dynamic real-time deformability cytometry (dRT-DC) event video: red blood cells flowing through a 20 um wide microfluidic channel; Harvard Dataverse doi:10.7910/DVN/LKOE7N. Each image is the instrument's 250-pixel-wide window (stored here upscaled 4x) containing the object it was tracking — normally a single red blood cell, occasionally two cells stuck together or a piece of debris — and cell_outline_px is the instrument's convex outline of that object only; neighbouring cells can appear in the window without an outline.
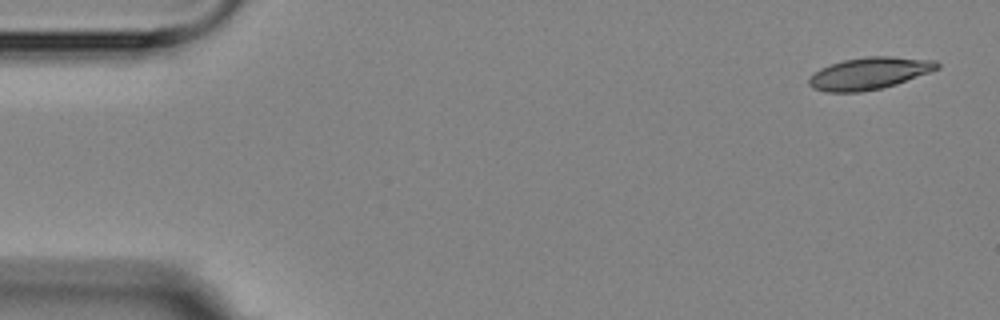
{"species": "Egyptian fruit bat (a non-hibernating species)", "species_latin": "Rousettus aegyptiacus", "temperature_condition": "room temperature", "stored_images_in_passage": 5, "camera_frame_rate_fps": 3000, "um_per_image_px": 0.085, "animal": {"sex": "female"}, "frame": {"image": 1, "passage_image": 1, "time_ms": 0.0, "image_size_px": [1000, 320], "cell_outline_px": [[940, 68], [896, 84], [880, 88], [860, 92], [824, 92], [812, 88], [808, 84], [808, 80], [820, 68], [844, 60], [868, 56], [892, 56], [936, 60], [940, 64]], "centroid_in_image_um": [73.9, 6.23], "position_along_channel_um": 11.1, "area_um2": 23.81}}